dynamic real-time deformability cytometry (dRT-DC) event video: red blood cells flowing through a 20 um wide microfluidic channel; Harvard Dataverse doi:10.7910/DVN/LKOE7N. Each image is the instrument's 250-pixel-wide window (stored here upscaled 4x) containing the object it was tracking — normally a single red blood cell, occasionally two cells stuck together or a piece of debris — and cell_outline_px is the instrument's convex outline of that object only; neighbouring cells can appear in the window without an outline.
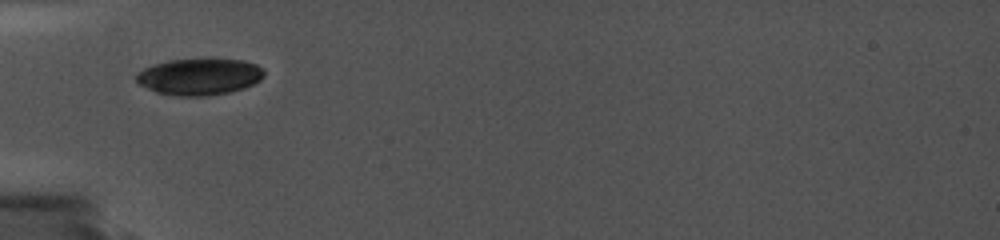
{"species": "common noctule bat (a hibernating species)", "species_latin": "Nyctalus noctula", "temperature_condition": "cold", "stored_images_in_passage": 10, "camera_frame_rate_fps": 5000, "um_per_image_px": 0.085, "animal": {"sex": "female", "body_mass_g": 19.0, "forearm_length_mm": 56.7}, "frame": {"image": 1, "passage_image": 1, "time_ms": 0.0, "image_size_px": [1000, 240], "cell_outline_px": [[264, 76], [260, 80], [244, 88], [228, 92], [204, 96], [176, 96], [156, 92], [140, 84], [136, 80], [136, 76], [144, 68], [152, 64], [168, 60], [244, 60], [256, 64], [264, 68]], "centroid_in_image_um": [16.96, 6.52], "position_along_channel_um": 68.0, "area_um2": 26.93}}
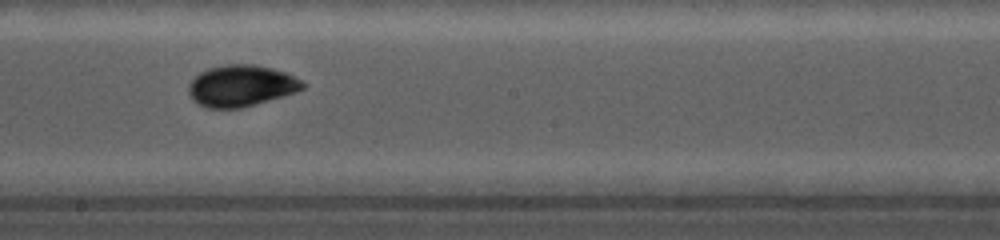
{"frame": {"image": 2, "passage_image": 5, "time_ms": 4.4, "image_size_px": [1000, 240], "cell_outline_px": [[308, 84], [304, 88], [296, 92], [240, 108], [204, 108], [196, 104], [192, 100], [188, 92], [188, 84], [200, 72], [208, 68], [228, 64], [252, 64], [272, 68], [284, 72], [304, 80]], "centroid_in_image_um": [20.49, 7.29], "position_along_channel_um": 227.7, "area_um2": 27.69}}
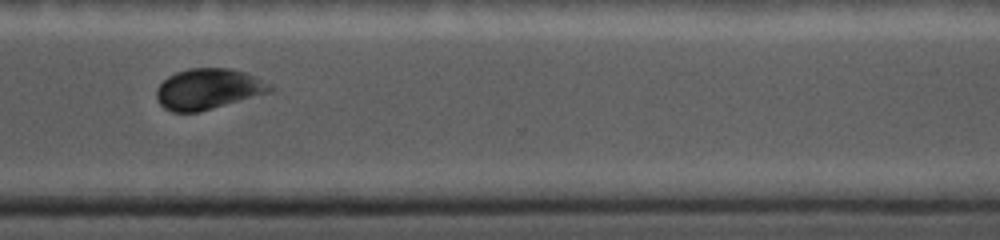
{"frame": {"image": 3, "passage_image": 8, "time_ms": 7.8, "image_size_px": [1000, 240], "cell_outline_px": [[272, 92], [200, 112], [172, 112], [164, 108], [160, 104], [156, 96], [156, 88], [168, 76], [176, 72], [188, 68], [232, 68], [256, 76], [272, 88]], "centroid_in_image_um": [17.67, 7.57], "position_along_channel_um": 352.9, "area_um2": 26.99}}